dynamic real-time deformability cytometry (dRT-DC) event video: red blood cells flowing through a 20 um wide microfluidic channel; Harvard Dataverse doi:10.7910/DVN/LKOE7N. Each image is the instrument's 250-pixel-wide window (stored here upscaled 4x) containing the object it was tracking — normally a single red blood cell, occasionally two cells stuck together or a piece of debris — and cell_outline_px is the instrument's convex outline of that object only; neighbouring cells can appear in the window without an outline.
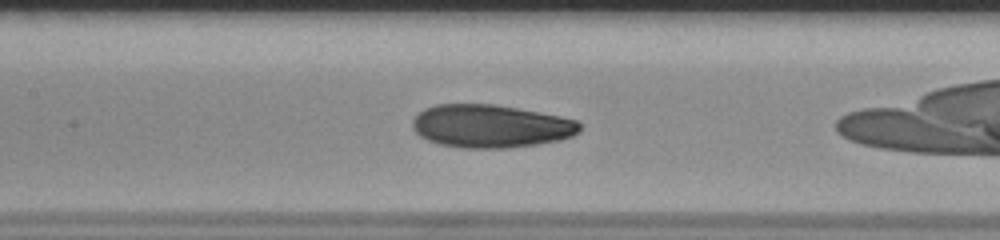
{"species": "human", "species_latin": "Homo sapiens", "temperature_condition": "room temperature", "stored_images_in_passage": 42, "camera_frame_rate_fps": 3000, "um_per_image_px": 0.085, "donor": {"sex": "male"}, "frame": {"image": 1, "passage_image": 15, "time_ms": 4.667, "image_size_px": [1000, 240], "cell_outline_px": [[580, 132], [572, 136], [560, 140], [536, 144], [508, 148], [464, 148], [436, 144], [420, 136], [412, 128], [412, 120], [424, 108], [436, 104], [492, 104], [516, 108], [560, 116], [576, 120], [580, 124]], "centroid_in_image_um": [41.68, 10.73], "position_along_channel_um": 165.7, "area_um2": 41.96}}
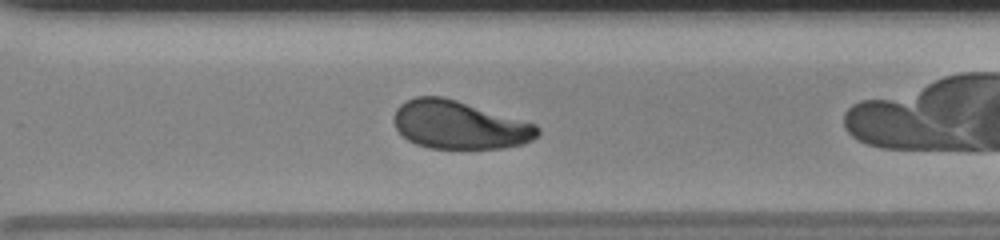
{"frame": {"image": 2, "passage_image": 28, "time_ms": 9.0, "image_size_px": [1000, 240], "cell_outline_px": [[540, 132], [532, 140], [524, 144], [504, 148], [428, 148], [416, 144], [408, 140], [396, 128], [392, 120], [392, 116], [396, 108], [400, 104], [416, 96], [440, 96], [456, 100], [536, 124], [540, 128]], "centroid_in_image_um": [39.02, 10.62], "position_along_channel_um": 331.6, "area_um2": 40.29}}
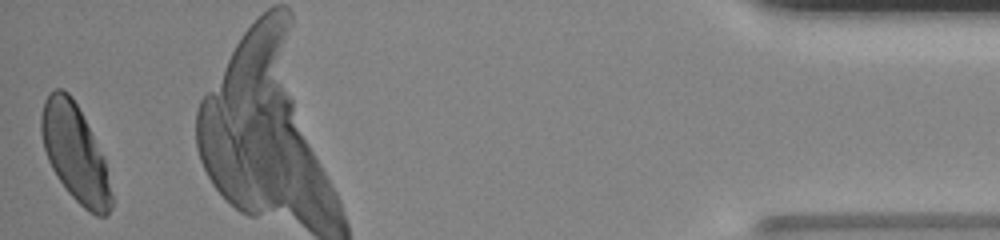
{"frame": {"image": 3, "passage_image": 42, "time_ms": 13.667, "image_size_px": [1000, 240], "cell_outline_px": [[112, 208], [104, 216], [96, 216], [88, 212], [68, 192], [52, 168], [48, 160], [44, 148], [40, 132], [40, 116], [44, 100], [56, 88], [60, 88], [68, 92], [72, 96], [104, 156], [112, 196]], "centroid_in_image_um": [6.37, 13.01], "position_along_channel_um": 428.8, "area_um2": 39.3}, "authors_computed_cell_mechanics": {"area_um2": 41.8183, "velocity_mm_per_s": 3.8354, "shape_relaxation_time_tau1_ms": 4.6635, "shape_relaxation_time_tau2_ms": 1.3212, "deformation_change_tau1": 0.1584, "deformation_change_tau2": 0.0555}}